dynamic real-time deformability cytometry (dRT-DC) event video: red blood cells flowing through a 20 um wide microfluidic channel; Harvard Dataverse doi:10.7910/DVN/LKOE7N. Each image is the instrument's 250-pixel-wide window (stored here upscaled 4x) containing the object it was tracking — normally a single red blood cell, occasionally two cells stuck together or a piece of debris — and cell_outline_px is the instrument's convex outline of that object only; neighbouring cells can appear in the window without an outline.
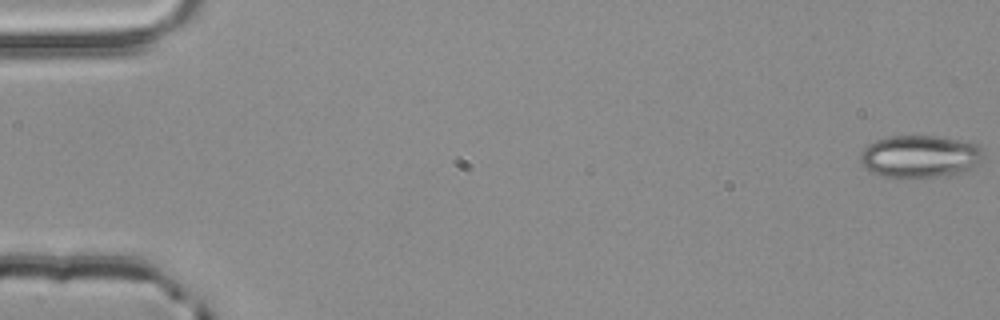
{"species": "common noctule bat (a hibernating species)", "species_latin": "Nyctalus noctula", "temperature_condition": "room temperature", "stored_images_in_passage": 54, "camera_frame_rate_fps": 3000, "um_per_image_px": 0.085, "animal": {"sex": "male", "body_mass_g": 20.4}, "frame": {"image": 1, "passage_image": 1, "time_ms": 0.0, "image_size_px": [1000, 320], "cell_outline_px": [[984, 148], [980, 160], [968, 172], [944, 176], [908, 180], [904, 180], [880, 176], [868, 172], [860, 160], [860, 152], [868, 144], [876, 140], [892, 136], [944, 136], [976, 144]], "centroid_in_image_um": [78.17, 13.34], "position_along_channel_um": 6.8, "area_um2": 31.44}}
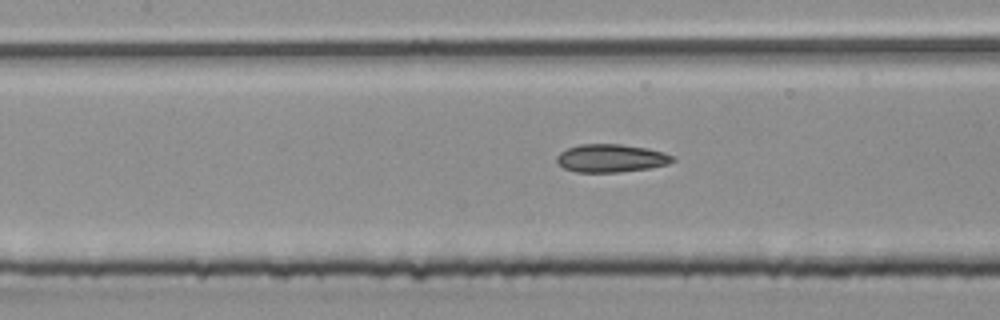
{"frame": {"image": 2, "passage_image": 25, "time_ms": 8.0, "image_size_px": [1000, 320], "cell_outline_px": [[676, 160], [668, 164], [648, 168], [620, 172], [576, 172], [564, 168], [556, 164], [556, 156], [560, 152], [568, 148], [580, 144], [620, 144], [644, 148], [664, 152], [676, 156]], "centroid_in_image_um": [51.93, 13.45], "position_along_channel_um": 155.5, "area_um2": 19.02}}
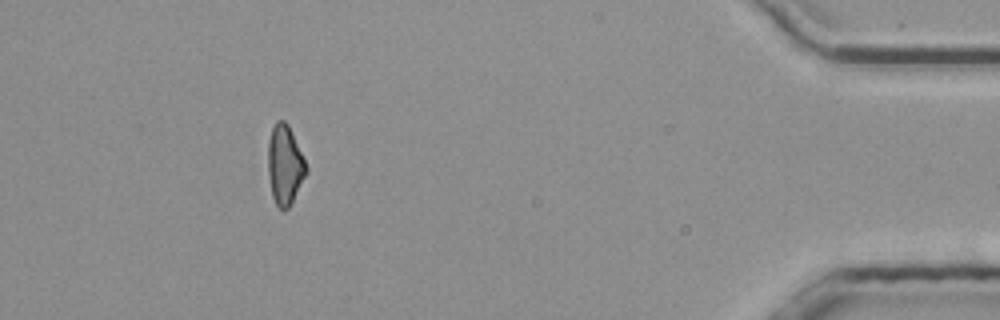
{"frame": {"image": 3, "passage_image": 49, "time_ms": 16.0, "image_size_px": [1000, 320], "cell_outline_px": [[308, 172], [288, 208], [280, 208], [276, 204], [272, 196], [268, 172], [268, 140], [272, 128], [276, 120], [284, 120], [288, 124], [308, 168]], "centroid_in_image_um": [24.2, 13.99], "position_along_channel_um": 411.0, "area_um2": 17.51}, "authors_computed_cell_mechanics": {"area_um2": 18.6405, "velocity_mm_per_s": 3.967, "shape_relaxation_time_tau1_ms": null, "shape_relaxation_time_tau2_ms": 2.9516, "deformation_change_tau1": null, "deformation_change_tau2": 0.1153}}